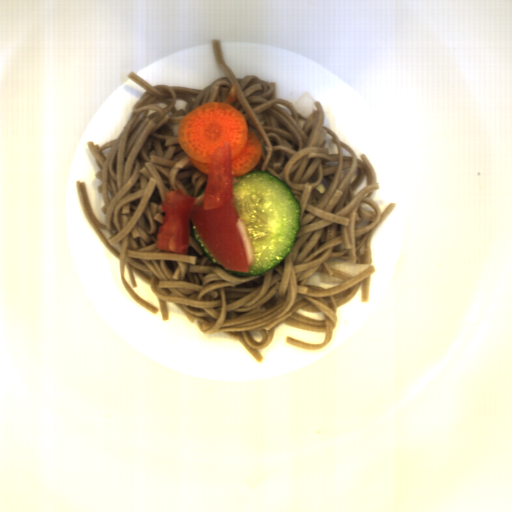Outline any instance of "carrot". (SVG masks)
<instances>
[{
    "instance_id": "carrot-1",
    "label": "carrot",
    "mask_w": 512,
    "mask_h": 512,
    "mask_svg": "<svg viewBox=\"0 0 512 512\" xmlns=\"http://www.w3.org/2000/svg\"><path fill=\"white\" fill-rule=\"evenodd\" d=\"M177 136L192 166L208 176L209 162L224 142H231L232 178L248 174L263 152L244 114L222 101L204 103L182 117Z\"/></svg>"
}]
</instances>
